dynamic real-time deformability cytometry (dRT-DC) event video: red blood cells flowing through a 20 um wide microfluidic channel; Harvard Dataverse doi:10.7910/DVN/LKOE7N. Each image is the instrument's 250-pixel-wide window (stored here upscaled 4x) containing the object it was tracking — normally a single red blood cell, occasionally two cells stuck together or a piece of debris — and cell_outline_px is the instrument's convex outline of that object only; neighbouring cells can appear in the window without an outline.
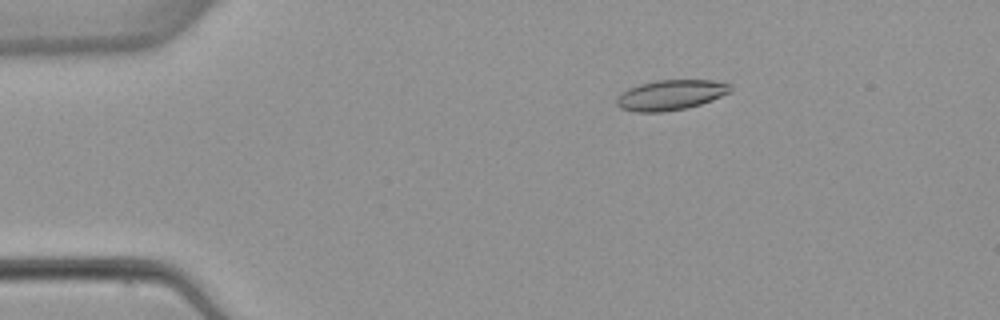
{"species": "common noctule bat (a hibernating species)", "species_latin": "Nyctalus noctula", "temperature_condition": "warm", "stored_images_in_passage": 5, "camera_frame_rate_fps": 3000, "um_per_image_px": 0.085, "animal": {"sex": "female", "body_mass_g": 22.7, "forearm_length_mm": 54.2}, "frame": {"image": 1, "passage_image": 3, "time_ms": 2.333, "image_size_px": [1000, 320], "cell_outline_px": [[732, 92], [712, 100], [688, 108], [664, 112], [636, 112], [620, 108], [616, 104], [616, 96], [620, 92], [628, 88], [640, 84], [656, 80], [712, 80], [732, 84]], "centroid_in_image_um": [57.01, 8.07], "position_along_channel_um": 28.0, "area_um2": 20.35}}
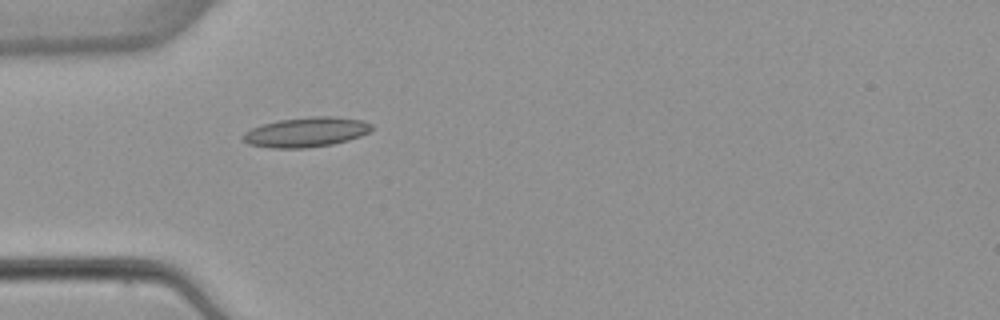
{"frame": {"image": 2, "passage_image": 5, "time_ms": 4.667, "image_size_px": [1000, 320], "cell_outline_px": [[372, 128], [368, 132], [360, 136], [348, 140], [332, 144], [304, 148], [272, 148], [248, 144], [240, 136], [244, 132], [252, 128], [264, 124], [280, 120], [312, 116], [336, 116], [364, 120], [372, 124]], "centroid_in_image_um": [26.03, 11.22], "position_along_channel_um": 59.0, "area_um2": 22.31}}